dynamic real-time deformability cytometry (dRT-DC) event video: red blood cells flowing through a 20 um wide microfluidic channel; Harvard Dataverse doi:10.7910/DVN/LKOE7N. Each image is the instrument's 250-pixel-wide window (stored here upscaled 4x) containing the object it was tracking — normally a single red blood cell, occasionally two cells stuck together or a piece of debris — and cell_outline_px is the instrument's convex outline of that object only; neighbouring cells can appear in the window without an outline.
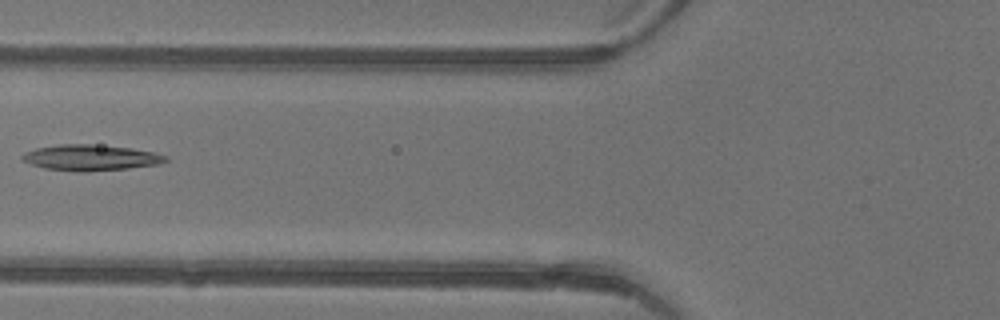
{"species": "common noctule bat (a hibernating species)", "species_latin": "Nyctalus noctula", "temperature_condition": "warm", "stored_images_in_passage": 6, "camera_frame_rate_fps": 3000, "um_per_image_px": 0.085, "animal": {"sex": "female"}, "frame": {"image": 1, "passage_image": 6, "time_ms": 1.667, "image_size_px": [1000, 320], "cell_outline_px": [[168, 160], [160, 164], [128, 168], [84, 172], [76, 172], [44, 168], [20, 160], [20, 156], [24, 152], [36, 148], [60, 144], [92, 144], [132, 148], [156, 152], [168, 156]], "centroid_in_image_um": [7.71, 13.4], "position_along_channel_um": 118.1, "area_um2": 21.85}}